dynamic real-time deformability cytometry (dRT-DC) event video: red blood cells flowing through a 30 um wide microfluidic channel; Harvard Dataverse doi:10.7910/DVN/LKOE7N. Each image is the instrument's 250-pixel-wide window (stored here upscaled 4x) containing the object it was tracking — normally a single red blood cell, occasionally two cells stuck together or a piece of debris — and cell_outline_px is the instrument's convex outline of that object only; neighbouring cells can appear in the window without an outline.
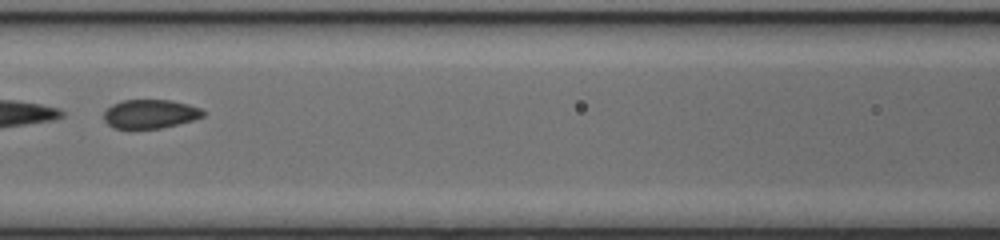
{"species": "common noctule bat (a hibernating species)", "species_latin": "Nyctalus noctula", "temperature_condition": "cold", "stored_images_in_passage": 43, "segment_of_instrument_passage": [2, 2], "camera_frame_rate_fps": 3000, "um_per_image_px": 0.085, "animal": {"sex": "female", "body_mass_g": 17.0, "forearm_length_mm": 48.0}, "frame": {"image": 1, "passage_image": 16, "time_ms": 5.0, "image_size_px": [1000, 240], "cell_outline_px": [[204, 116], [192, 120], [160, 128], [112, 128], [104, 120], [104, 112], [112, 104], [124, 100], [172, 100], [188, 104], [200, 108], [204, 112]], "centroid_in_image_um": [12.75, 9.67], "position_along_channel_um": 153.9, "area_um2": 16.53}}
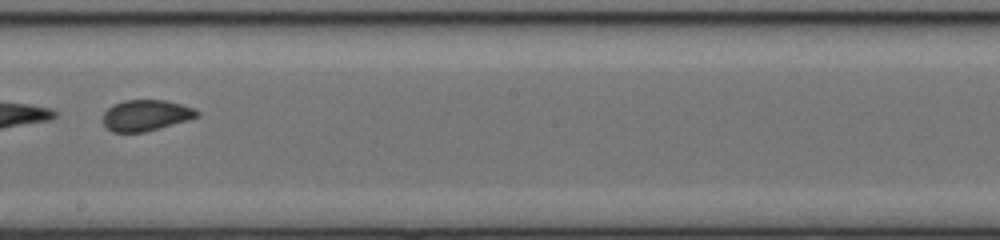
{"frame": {"image": 2, "passage_image": 22, "time_ms": 7.0, "image_size_px": [1000, 240], "cell_outline_px": [[200, 116], [188, 120], [144, 132], [112, 132], [104, 124], [100, 116], [112, 104], [124, 100], [164, 100], [196, 108], [200, 112]], "centroid_in_image_um": [12.39, 9.79], "position_along_channel_um": 235.8, "area_um2": 17.17}}